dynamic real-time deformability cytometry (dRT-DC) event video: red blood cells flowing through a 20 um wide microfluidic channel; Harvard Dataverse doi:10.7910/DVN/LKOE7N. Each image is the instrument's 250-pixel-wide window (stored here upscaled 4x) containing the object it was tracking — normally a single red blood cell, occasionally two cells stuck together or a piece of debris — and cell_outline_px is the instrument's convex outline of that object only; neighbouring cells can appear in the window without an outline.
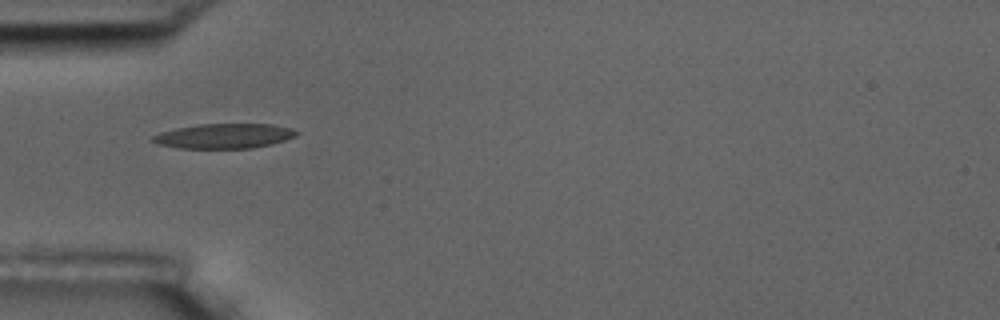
{"species": "common noctule bat (a hibernating species)", "species_latin": "Nyctalus noctula", "temperature_condition": "room temperature", "stored_images_in_passage": 11, "camera_frame_rate_fps": 3000, "um_per_image_px": 0.085, "animal": {"sex": "male", "body_mass_g": 17.5, "forearm_length_mm": 52.3}, "frame": {"image": 1, "passage_image": 1, "time_ms": 0.0, "image_size_px": [1000, 320], "cell_outline_px": [[300, 132], [296, 136], [272, 144], [252, 148], [180, 148], [156, 144], [152, 140], [152, 136], [160, 132], [176, 128], [200, 124], [272, 124], [292, 128]], "centroid_in_image_um": [19.07, 11.56], "position_along_channel_um": 65.9, "area_um2": 20.81}}
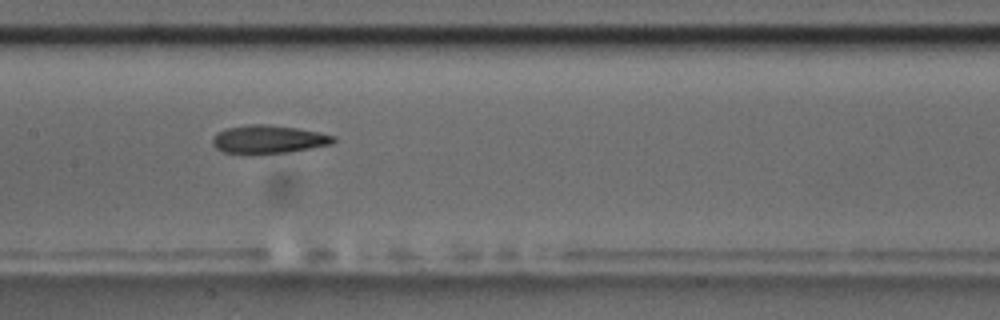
{"frame": {"image": 2, "passage_image": 4, "time_ms": 3.333, "image_size_px": [1000, 320], "cell_outline_px": [[336, 140], [332, 144], [288, 152], [248, 156], [224, 152], [216, 148], [212, 144], [212, 140], [216, 132], [228, 128], [248, 124], [264, 124], [296, 128], [320, 132], [336, 136]], "centroid_in_image_um": [22.79, 11.87], "position_along_channel_um": 184.6, "area_um2": 20.35}}
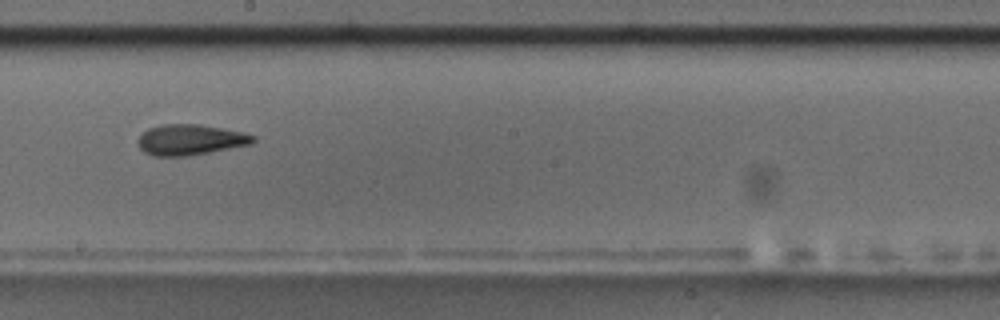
{"frame": {"image": 3, "passage_image": 5, "time_ms": 4.667, "image_size_px": [1000, 320], "cell_outline_px": [[256, 140], [252, 144], [188, 156], [152, 156], [144, 152], [140, 148], [136, 140], [148, 128], [160, 124], [200, 124], [240, 132], [256, 136]], "centroid_in_image_um": [16.14, 11.88], "position_along_channel_um": 232.1, "area_um2": 20.58}, "authors_computed_cell_mechanics": {"area_um2": 20.4034, "velocity_mm_per_s": 3.5802, "shape_relaxation_time_tau1_ms": 5.4038, "shape_relaxation_time_tau2_ms": 3.4403, "deformation_change_tau1": 0.1711, "deformation_change_tau2": 0.1253}}